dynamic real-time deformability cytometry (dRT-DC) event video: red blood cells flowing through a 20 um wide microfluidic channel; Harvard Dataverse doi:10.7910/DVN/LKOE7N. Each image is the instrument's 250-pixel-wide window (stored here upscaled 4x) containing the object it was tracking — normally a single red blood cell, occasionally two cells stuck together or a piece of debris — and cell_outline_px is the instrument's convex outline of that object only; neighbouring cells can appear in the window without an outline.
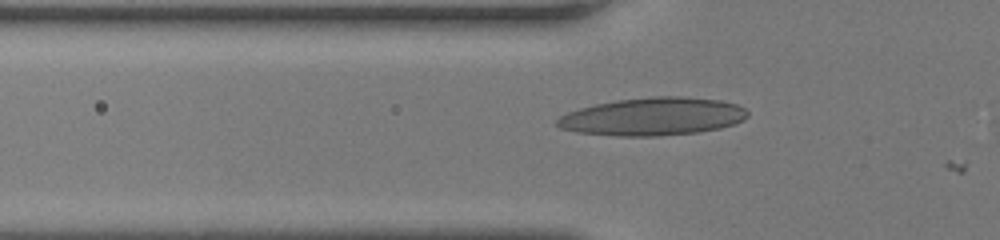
{"species": "human", "species_latin": "Homo sapiens", "temperature_condition": "room temperature", "stored_images_in_passage": 39, "camera_frame_rate_fps": 3000, "um_per_image_px": 0.085, "donor": {"sex": "female"}, "frame": {"image": 1, "passage_image": 5, "time_ms": 1.333, "image_size_px": [1000, 240], "cell_outline_px": [[748, 116], [744, 120], [736, 124], [720, 128], [696, 132], [660, 136], [616, 136], [576, 132], [560, 128], [556, 124], [556, 120], [560, 116], [568, 112], [580, 108], [596, 104], [616, 100], [652, 96], [680, 96], [720, 100], [736, 104], [744, 108], [748, 112]], "centroid_in_image_um": [55.5, 9.91], "position_along_channel_um": 70.3, "area_um2": 42.19}}
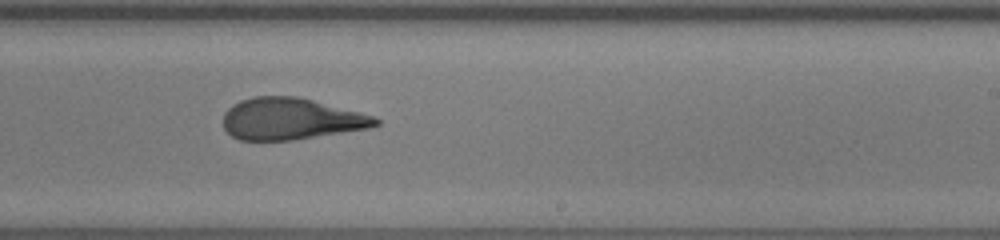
{"frame": {"image": 2, "passage_image": 20, "time_ms": 6.333, "image_size_px": [1000, 240], "cell_outline_px": [[380, 124], [368, 128], [292, 140], [240, 140], [232, 136], [224, 128], [224, 112], [232, 104], [240, 100], [252, 96], [296, 96], [360, 112], [372, 116], [380, 120]], "centroid_in_image_um": [24.69, 10.1], "position_along_channel_um": 264.3, "area_um2": 36.76}}
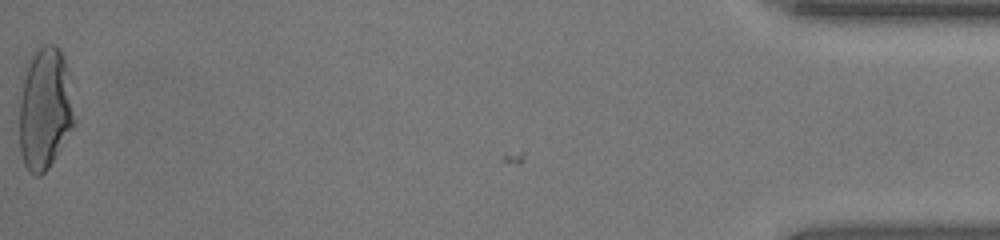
{"frame": {"image": 3, "passage_image": 39, "time_ms": 12.667, "image_size_px": [1000, 240], "cell_outline_px": [[76, 124], [48, 168], [40, 176], [36, 176], [28, 172], [24, 164], [20, 152], [20, 100], [24, 80], [28, 64], [36, 48], [44, 44], [52, 44], [60, 52], [68, 68], [76, 120]], "centroid_in_image_um": [3.85, 9.28], "position_along_channel_um": 431.4, "area_um2": 39.25}, "authors_computed_cell_mechanics": {"area_um2": 38.2058, "velocity_mm_per_s": 4.0234, "shape_relaxation_time_tau1_ms": null, "shape_relaxation_time_tau2_ms": 1.8065, "deformation_change_tau1": null, "deformation_change_tau2": 0.0905}}